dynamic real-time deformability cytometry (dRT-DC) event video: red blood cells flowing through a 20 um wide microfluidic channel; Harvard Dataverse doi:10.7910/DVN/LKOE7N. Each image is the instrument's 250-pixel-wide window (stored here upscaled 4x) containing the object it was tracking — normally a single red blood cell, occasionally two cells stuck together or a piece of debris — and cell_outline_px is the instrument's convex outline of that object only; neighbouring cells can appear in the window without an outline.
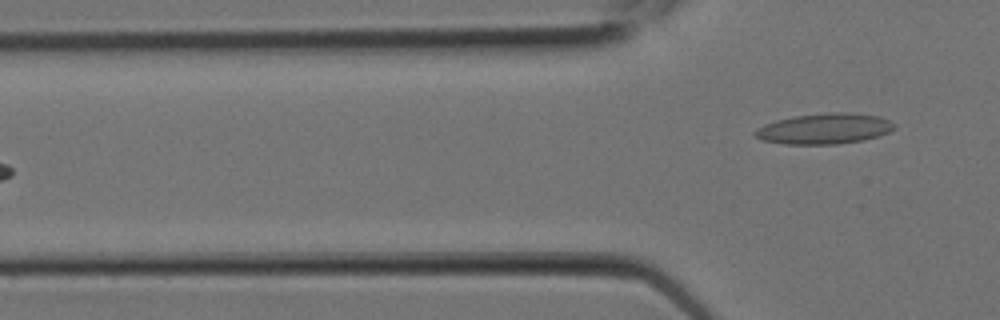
{"species": "Egyptian fruit bat (a non-hibernating species)", "species_latin": "Rousettus aegyptiacus", "temperature_condition": "room temperature", "stored_images_in_passage": 8, "segment_of_instrument_passage": [2, 2], "camera_frame_rate_fps": 3000, "um_per_image_px": 0.085, "animal": {"sex": "female"}, "frame": {"image": 1, "passage_image": 8, "time_ms": 2.333, "image_size_px": [1000, 320], "cell_outline_px": [[896, 128], [880, 136], [864, 140], [836, 144], [784, 144], [760, 140], [752, 132], [756, 128], [764, 124], [776, 120], [792, 116], [832, 112], [852, 112], [880, 116], [896, 124]], "centroid_in_image_um": [70.07, 10.93], "position_along_channel_um": 55.7, "area_um2": 25.2}}